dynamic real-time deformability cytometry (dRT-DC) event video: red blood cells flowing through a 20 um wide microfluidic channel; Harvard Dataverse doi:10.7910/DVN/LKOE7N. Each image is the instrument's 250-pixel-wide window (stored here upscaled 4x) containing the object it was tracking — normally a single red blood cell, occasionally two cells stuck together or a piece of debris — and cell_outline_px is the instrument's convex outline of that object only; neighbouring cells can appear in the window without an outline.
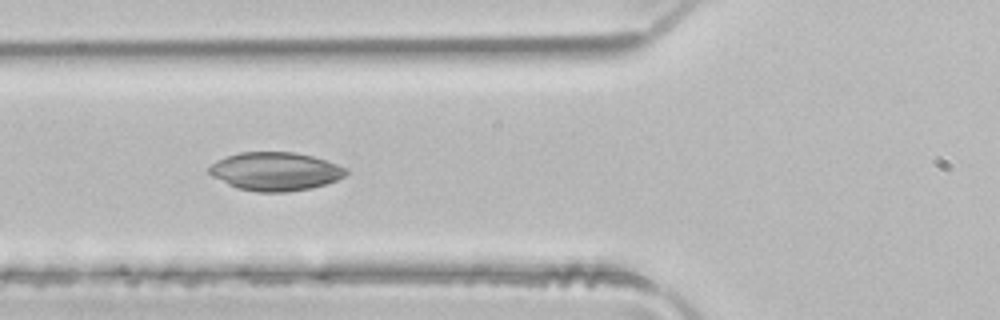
{"species": "common noctule bat (a hibernating species)", "species_latin": "Nyctalus noctula", "temperature_condition": "room temperature", "stored_images_in_passage": 7, "camera_frame_rate_fps": 3000, "um_per_image_px": 0.085, "animal": {"sex": "male", "body_mass_g": 21.5, "forearm_length_mm": 52.0}, "frame": {"image": 1, "passage_image": 6, "time_ms": 1.667, "image_size_px": [1000, 320], "cell_outline_px": [[348, 172], [344, 176], [336, 180], [312, 188], [288, 192], [256, 192], [236, 188], [212, 176], [208, 172], [208, 168], [216, 160], [240, 152], [296, 152], [312, 156], [348, 168]], "centroid_in_image_um": [23.39, 14.57], "position_along_channel_um": 102.4, "area_um2": 30.63}}
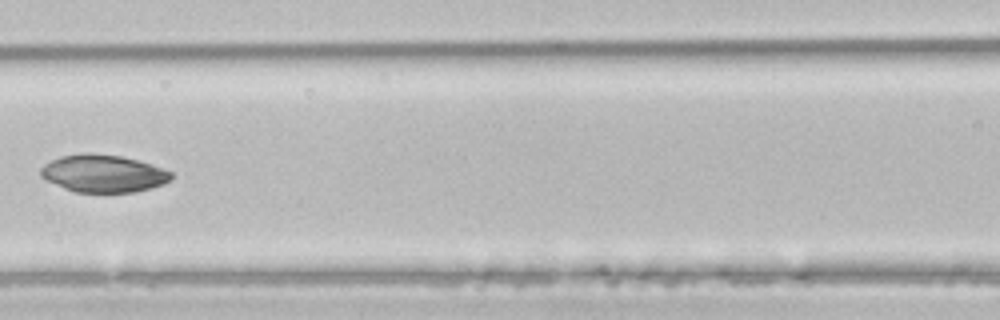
{"frame": {"image": 2, "passage_image": 7, "time_ms": 2.0, "image_size_px": [1000, 320], "cell_outline_px": [[176, 176], [172, 180], [164, 184], [152, 188], [132, 192], [76, 192], [64, 188], [40, 176], [40, 168], [44, 164], [60, 156], [84, 152], [92, 152], [120, 156], [140, 160], [152, 164], [172, 172]], "centroid_in_image_um": [8.83, 14.73], "position_along_channel_um": 157.8, "area_um2": 28.84}}